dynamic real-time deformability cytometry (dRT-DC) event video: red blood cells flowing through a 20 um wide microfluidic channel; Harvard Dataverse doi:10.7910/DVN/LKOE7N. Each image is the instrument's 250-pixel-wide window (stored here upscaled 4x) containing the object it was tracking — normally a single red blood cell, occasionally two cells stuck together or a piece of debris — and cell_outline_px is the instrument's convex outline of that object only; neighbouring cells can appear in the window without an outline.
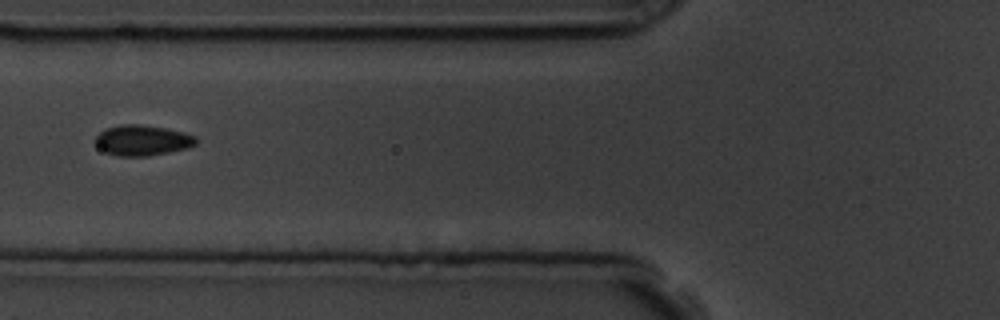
{"species": "common noctule bat (a hibernating species)", "species_latin": "Nyctalus noctula", "temperature_condition": "room temperature", "stored_images_in_passage": 10, "camera_frame_rate_fps": 3000, "um_per_image_px": 0.085, "animal": {"sex": "male", "body_mass_g": 19.5, "forearm_length_mm": 54.6}, "frame": {"image": 1, "passage_image": 7, "time_ms": 6.667, "image_size_px": [1000, 320], "cell_outline_px": [[196, 144], [188, 148], [148, 156], [116, 156], [104, 152], [96, 144], [96, 136], [104, 128], [120, 124], [140, 124], [164, 128], [184, 132], [196, 136]], "centroid_in_image_um": [12.08, 11.92], "position_along_channel_um": 113.7, "area_um2": 17.98}}